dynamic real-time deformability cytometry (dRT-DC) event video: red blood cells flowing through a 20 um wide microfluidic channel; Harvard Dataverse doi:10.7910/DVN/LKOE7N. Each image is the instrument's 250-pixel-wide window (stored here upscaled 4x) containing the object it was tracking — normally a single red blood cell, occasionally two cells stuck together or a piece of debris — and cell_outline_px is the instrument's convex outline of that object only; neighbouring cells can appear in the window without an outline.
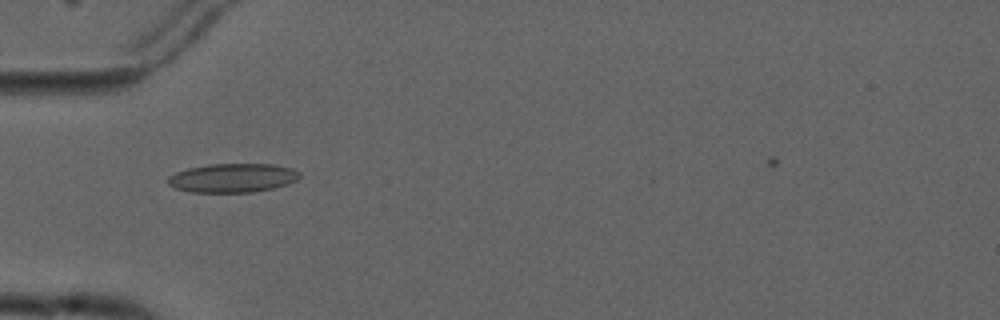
{"species": "common noctule bat (a hibernating species)", "species_latin": "Nyctalus noctula", "temperature_condition": "cold", "stored_images_in_passage": 6, "camera_frame_rate_fps": 3000, "um_per_image_px": 0.085, "animal": {"sex": "male", "forearm_length_mm": 52.5}, "frame": {"image": 1, "passage_image": 2, "time_ms": 1.0, "image_size_px": [1000, 320], "cell_outline_px": [[300, 176], [296, 180], [288, 184], [272, 188], [252, 192], [192, 192], [176, 188], [168, 184], [168, 176], [176, 172], [188, 168], [208, 164], [276, 164], [292, 168], [300, 172]], "centroid_in_image_um": [19.79, 15.11], "position_along_channel_um": 65.2, "area_um2": 22.2}}
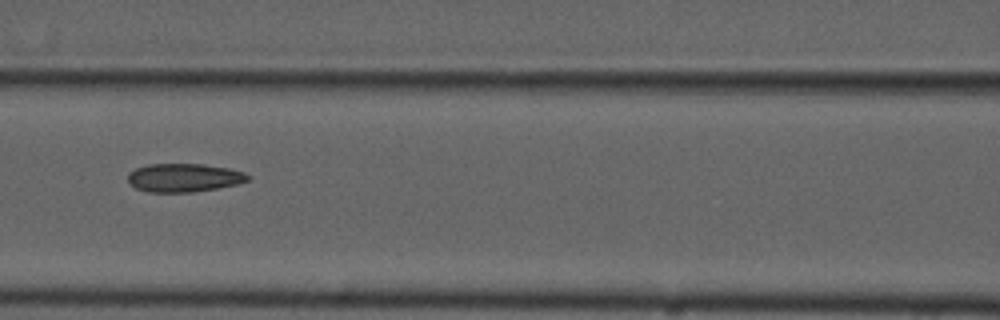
{"frame": {"image": 2, "passage_image": 4, "time_ms": 3.333, "image_size_px": [1000, 320], "cell_outline_px": [[248, 180], [236, 184], [216, 188], [192, 192], [148, 192], [136, 188], [128, 180], [128, 172], [136, 168], [148, 164], [204, 164], [228, 168], [244, 172], [248, 176]], "centroid_in_image_um": [15.6, 15.1], "position_along_channel_um": 151.0, "area_um2": 19.71}}
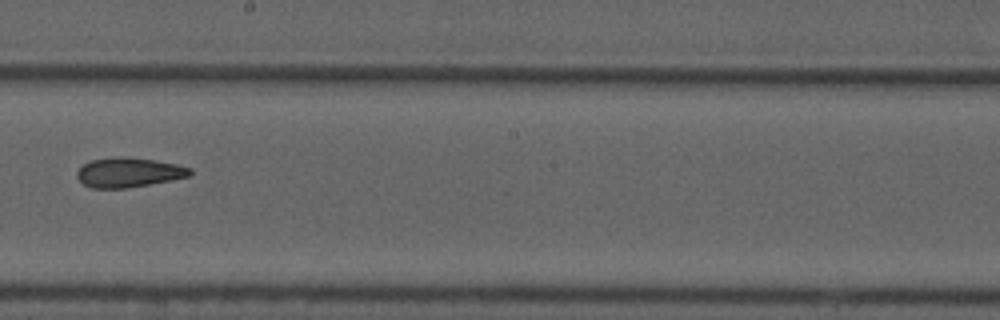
{"frame": {"image": 3, "passage_image": 6, "time_ms": 5.667, "image_size_px": [1000, 320], "cell_outline_px": [[192, 172], [188, 176], [148, 184], [124, 188], [92, 188], [84, 184], [76, 176], [76, 172], [84, 164], [92, 160], [156, 160], [176, 164], [192, 168]], "centroid_in_image_um": [10.95, 14.7], "position_along_channel_um": 237.3, "area_um2": 18.26}}